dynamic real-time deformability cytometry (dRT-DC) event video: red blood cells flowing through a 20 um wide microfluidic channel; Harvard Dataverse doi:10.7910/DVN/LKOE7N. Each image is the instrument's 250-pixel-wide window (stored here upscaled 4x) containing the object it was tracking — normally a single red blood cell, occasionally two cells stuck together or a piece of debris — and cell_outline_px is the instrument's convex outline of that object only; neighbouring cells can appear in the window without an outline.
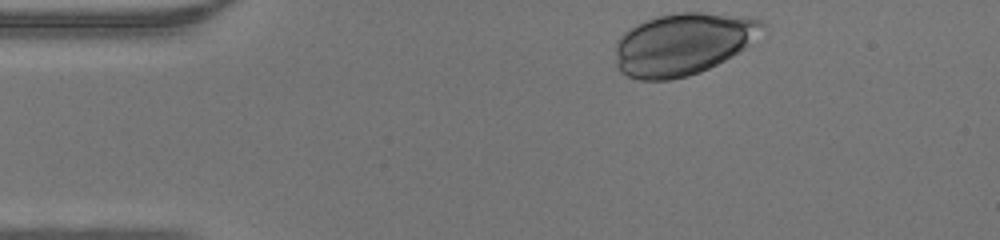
{"species": "human", "species_latin": "Homo sapiens", "temperature_condition": "warm", "stored_images_in_passage": 32, "camera_frame_rate_fps": 3000, "um_per_image_px": 0.085, "donor": {"sex": "male"}, "frame": {"image": 1, "passage_image": 1, "time_ms": 0.0, "image_size_px": [1000, 240], "cell_outline_px": [[768, 24], [744, 48], [732, 56], [700, 72], [688, 76], [668, 80], [640, 80], [628, 76], [620, 72], [616, 68], [616, 40], [628, 28], [636, 24], [656, 16], [680, 12], [704, 12], [744, 16], [760, 20]], "centroid_in_image_um": [58.01, 3.73], "position_along_channel_um": 27.0, "area_um2": 53.23}}
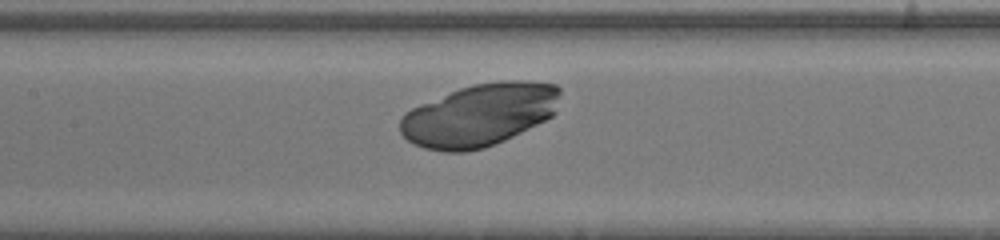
{"frame": {"image": 2, "passage_image": 15, "time_ms": 4.667, "image_size_px": [1000, 240], "cell_outline_px": [[560, 92], [556, 112], [552, 116], [504, 140], [484, 148], [464, 152], [444, 152], [424, 148], [408, 140], [400, 132], [400, 120], [404, 112], [420, 104], [460, 88], [472, 84], [500, 80], [528, 80], [556, 84], [560, 88]], "centroid_in_image_um": [40.76, 9.76], "position_along_channel_um": 166.6, "area_um2": 58.38}}
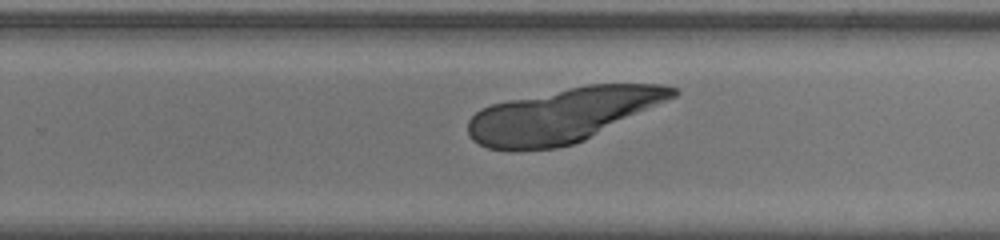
{"frame": {"image": 3, "passage_image": 23, "time_ms": 7.333, "image_size_px": [1000, 240], "cell_outline_px": [[680, 92], [676, 96], [584, 140], [572, 144], [556, 148], [512, 152], [488, 148], [472, 140], [468, 132], [468, 120], [480, 108], [492, 104], [508, 100], [588, 84], [660, 84], [676, 88]], "centroid_in_image_um": [47.8, 9.81], "position_along_channel_um": 282.0, "area_um2": 64.33}}